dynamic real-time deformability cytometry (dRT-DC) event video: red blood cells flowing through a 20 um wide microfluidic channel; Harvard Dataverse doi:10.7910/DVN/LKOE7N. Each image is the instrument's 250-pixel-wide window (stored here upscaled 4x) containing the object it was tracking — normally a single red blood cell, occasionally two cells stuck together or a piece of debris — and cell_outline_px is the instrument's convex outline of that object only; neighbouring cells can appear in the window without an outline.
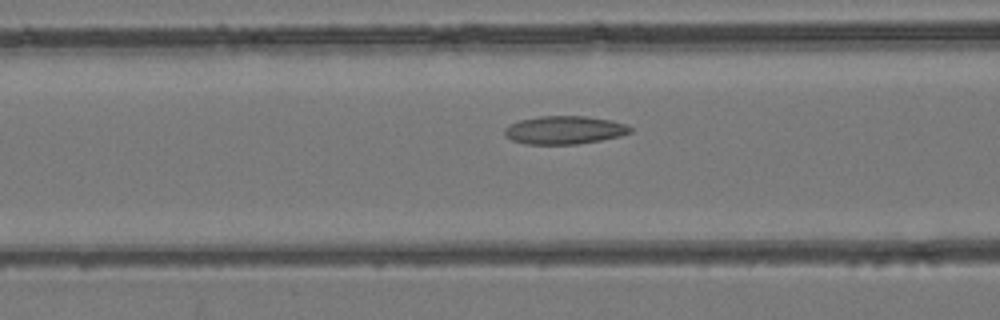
{"species": "common noctule bat (a hibernating species)", "species_latin": "Nyctalus noctula", "temperature_condition": "room temperature", "stored_images_in_passage": 35, "camera_frame_rate_fps": 3000, "um_per_image_px": 0.085, "animal": {"sex": "female", "body_mass_g": 24.6, "forearm_length_mm": 56.2}, "frame": {"image": 1, "passage_image": 12, "time_ms": 3.667, "image_size_px": [1000, 320], "cell_outline_px": [[632, 132], [620, 136], [600, 140], [576, 144], [524, 144], [512, 140], [504, 136], [504, 128], [520, 120], [540, 116], [584, 116], [612, 120], [624, 124], [632, 128]], "centroid_in_image_um": [47.96, 11.05], "position_along_channel_um": 118.6, "area_um2": 20.58}}
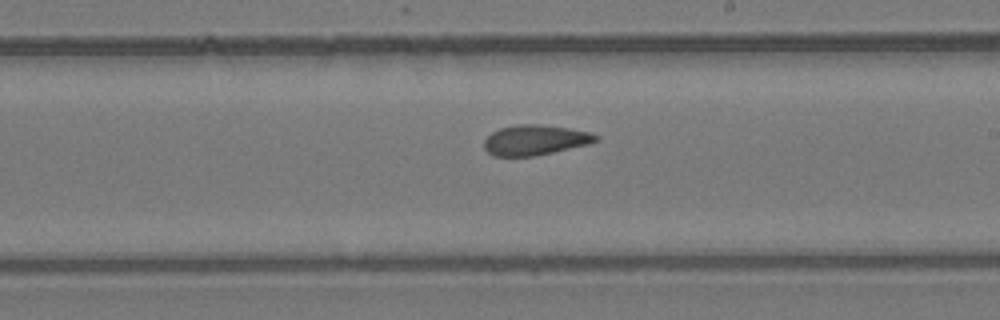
{"frame": {"image": 2, "passage_image": 21, "time_ms": 6.667, "image_size_px": [1000, 320], "cell_outline_px": [[600, 140], [588, 144], [536, 156], [492, 156], [484, 148], [484, 140], [492, 132], [500, 128], [516, 124], [540, 124], [568, 128], [588, 132], [600, 136]], "centroid_in_image_um": [45.48, 11.9], "position_along_channel_um": 243.5, "area_um2": 19.71}}
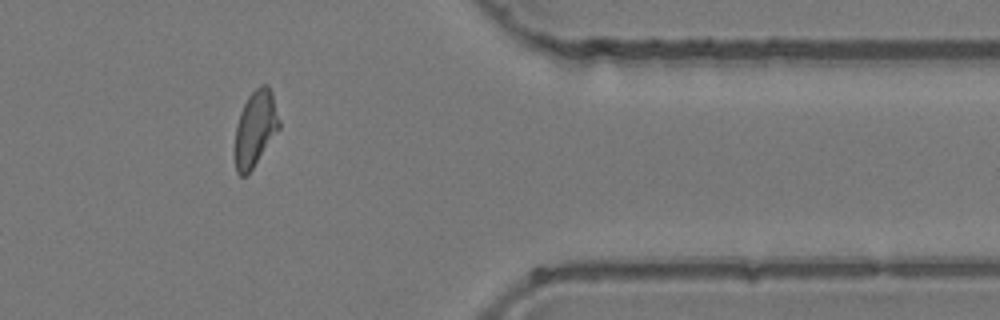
{"frame": {"image": 3, "passage_image": 33, "time_ms": 10.667, "image_size_px": [1000, 320], "cell_outline_px": [[280, 128], [252, 168], [244, 176], [240, 176], [236, 172], [236, 124], [240, 112], [248, 96], [260, 84], [268, 84], [272, 92], [280, 120]], "centroid_in_image_um": [21.72, 10.87], "position_along_channel_um": 389.7, "area_um2": 19.25}}